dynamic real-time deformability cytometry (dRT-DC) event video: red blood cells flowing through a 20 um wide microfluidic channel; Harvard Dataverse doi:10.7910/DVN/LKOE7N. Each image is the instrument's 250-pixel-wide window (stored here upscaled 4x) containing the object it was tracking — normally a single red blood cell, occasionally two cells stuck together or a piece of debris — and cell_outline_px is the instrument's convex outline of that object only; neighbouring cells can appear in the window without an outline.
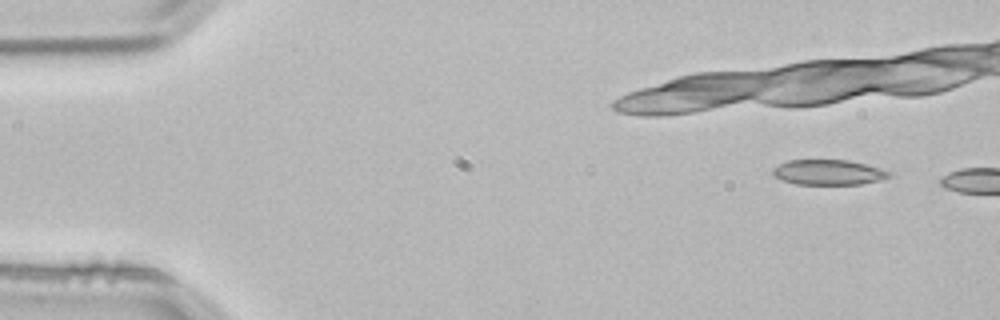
{"species": "common noctule bat (a hibernating species)", "species_latin": "Nyctalus noctula", "temperature_condition": "room temperature", "stored_images_in_passage": 2, "camera_frame_rate_fps": 3000, "um_per_image_px": 0.085, "animal": {"sex": "male", "body_mass_g": 21.5, "forearm_length_mm": 52.0}, "frame": {"image": 1, "passage_image": 1, "time_ms": 0.0, "image_size_px": [1000, 320], "cell_outline_px": [[892, 176], [880, 180], [860, 184], [796, 184], [780, 180], [772, 172], [772, 168], [788, 160], [848, 160], [880, 168], [892, 172]], "centroid_in_image_um": [70.42, 14.65], "position_along_channel_um": 14.6, "area_um2": 17.05}}